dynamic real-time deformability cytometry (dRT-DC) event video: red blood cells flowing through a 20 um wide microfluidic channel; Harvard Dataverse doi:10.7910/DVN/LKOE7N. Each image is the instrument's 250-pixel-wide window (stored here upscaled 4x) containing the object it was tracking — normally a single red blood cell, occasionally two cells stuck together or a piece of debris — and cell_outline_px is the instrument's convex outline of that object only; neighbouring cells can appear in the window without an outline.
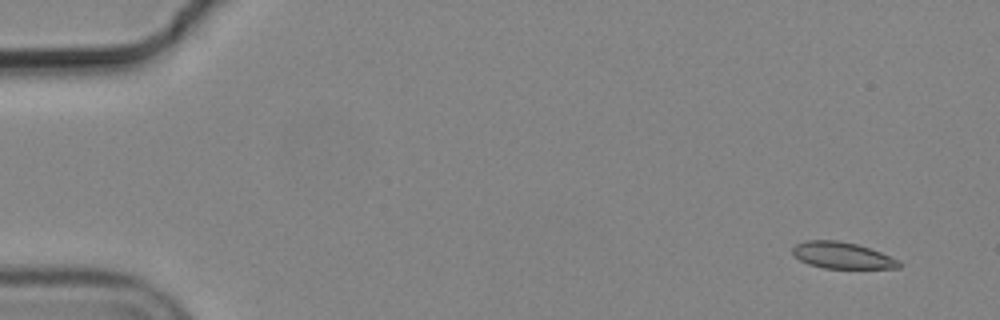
{"species": "common noctule bat (a hibernating species)", "species_latin": "Nyctalus noctula", "temperature_condition": "cold", "stored_images_in_passage": 53, "camera_frame_rate_fps": 3000, "um_per_image_px": 0.085, "animal": {"sex": "male", "body_mass_g": 19.2, "forearm_length_mm": 51.8}, "frame": {"image": 1, "passage_image": 1, "time_ms": 0.0, "image_size_px": [1000, 320], "cell_outline_px": [[900, 268], [824, 268], [808, 264], [800, 260], [792, 252], [792, 248], [796, 244], [804, 240], [836, 240], [856, 244], [880, 252], [900, 260]], "centroid_in_image_um": [71.57, 21.7], "position_along_channel_um": 13.4, "area_um2": 16.3}}
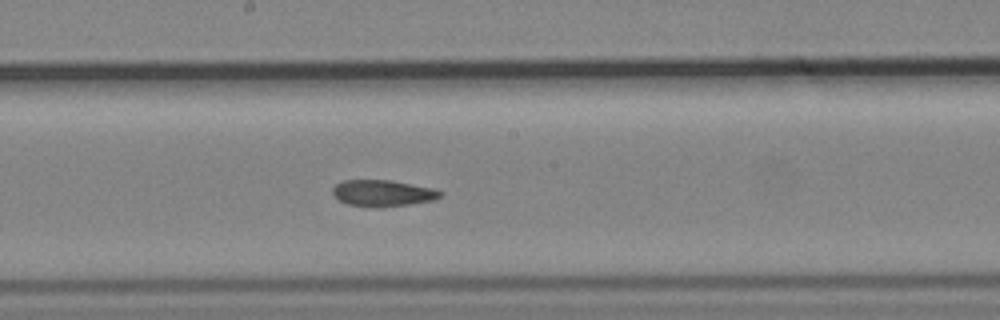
{"frame": {"image": 2, "passage_image": 28, "time_ms": 9.0, "image_size_px": [1000, 320], "cell_outline_px": [[444, 192], [440, 196], [432, 200], [408, 204], [376, 208], [348, 204], [332, 196], [332, 188], [336, 184], [344, 180], [392, 180], [436, 188]], "centroid_in_image_um": [32.53, 16.41], "position_along_channel_um": 215.7, "area_um2": 16.7}}
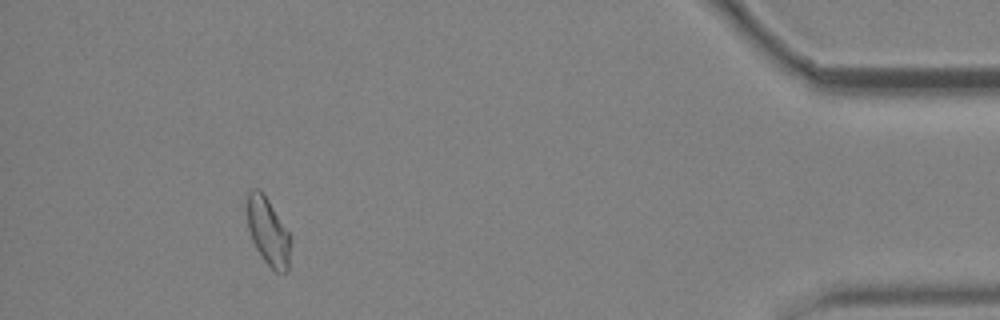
{"frame": {"image": 3, "passage_image": 49, "time_ms": 16.0, "image_size_px": [1000, 320], "cell_outline_px": [[292, 236], [288, 272], [276, 272], [264, 260], [256, 248], [252, 240], [248, 228], [248, 192], [252, 188], [260, 188]], "centroid_in_image_um": [22.82, 19.7], "position_along_channel_um": 412.4, "area_um2": 17.11}, "authors_computed_cell_mechanics": {"area_um2": 17.1088, "velocity_mm_per_s": 3.6848, "shape_relaxation_time_tau1_ms": null, "shape_relaxation_time_tau2_ms": 3.5484, "deformation_change_tau1": null, "deformation_change_tau2": 0.0823}}